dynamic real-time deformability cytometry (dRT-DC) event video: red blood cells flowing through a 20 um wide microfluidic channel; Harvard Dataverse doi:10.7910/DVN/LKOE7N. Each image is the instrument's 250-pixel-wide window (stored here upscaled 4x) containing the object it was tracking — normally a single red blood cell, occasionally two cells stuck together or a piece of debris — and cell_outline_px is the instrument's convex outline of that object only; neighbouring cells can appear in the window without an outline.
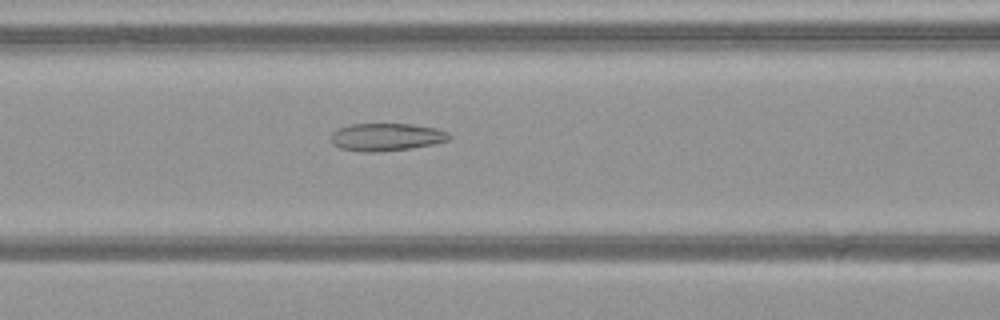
{"species": "common noctule bat (a hibernating species)", "species_latin": "Nyctalus noctula", "temperature_condition": "warm", "stored_images_in_passage": 52, "camera_frame_rate_fps": 3000, "um_per_image_px": 0.085, "animal": {"sex": "female", "body_mass_g": 21.9}, "frame": {"image": 1, "passage_image": 23, "time_ms": 7.333, "image_size_px": [1000, 320], "cell_outline_px": [[452, 136], [448, 140], [436, 144], [380, 152], [364, 152], [340, 148], [332, 144], [332, 132], [336, 128], [352, 124], [412, 124], [436, 128], [448, 132]], "centroid_in_image_um": [32.84, 11.64], "position_along_channel_um": 133.8, "area_um2": 19.13}}
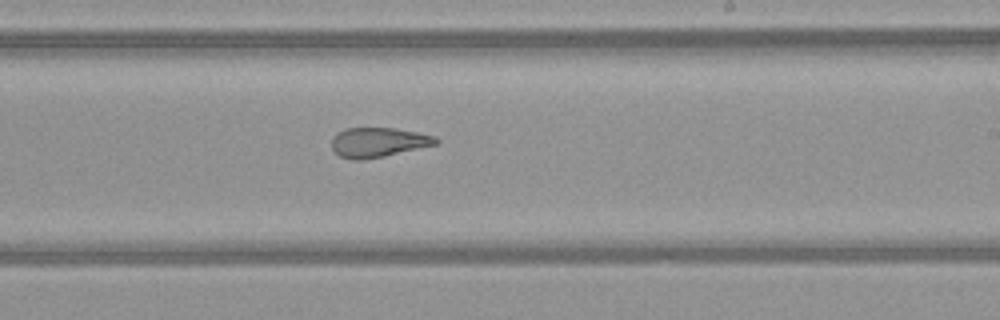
{"frame": {"image": 2, "passage_image": 32, "time_ms": 10.333, "image_size_px": [1000, 320], "cell_outline_px": [[440, 140], [436, 144], [384, 156], [360, 160], [352, 160], [340, 156], [332, 148], [332, 136], [336, 132], [344, 128], [396, 128], [436, 136]], "centroid_in_image_um": [32.12, 12.08], "position_along_channel_um": 256.9, "area_um2": 17.98}}
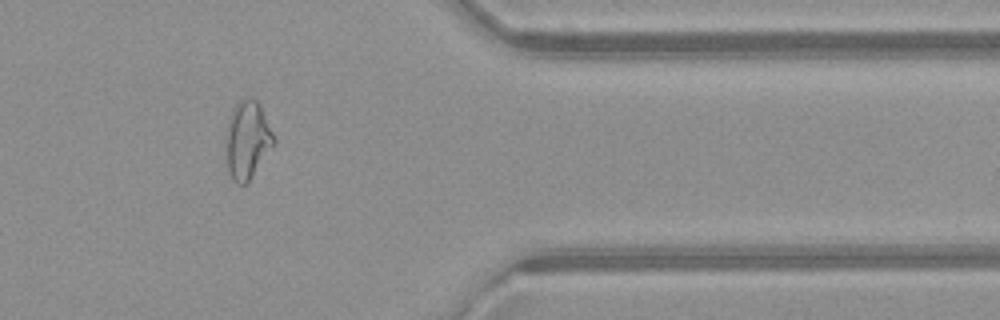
{"frame": {"image": 3, "passage_image": 43, "time_ms": 14.0, "image_size_px": [1000, 320], "cell_outline_px": [[276, 140], [248, 180], [244, 184], [236, 184], [232, 180], [228, 168], [224, 144], [224, 140], [228, 116], [232, 108], [244, 96], [252, 96], [260, 104]], "centroid_in_image_um": [20.97, 11.81], "position_along_channel_um": 390.4, "area_um2": 21.85}, "authors_computed_cell_mechanics": {"area_um2": 23.6402, "velocity_mm_per_s": 4.1101, "shape_relaxation_time_tau1_ms": null, "shape_relaxation_time_tau2_ms": 1.9482, "deformation_change_tau1": null, "deformation_change_tau2": 0.1044}}